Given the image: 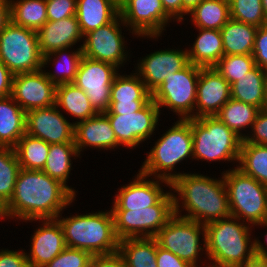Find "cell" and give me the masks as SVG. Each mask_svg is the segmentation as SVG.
Masks as SVG:
<instances>
[{
	"instance_id": "cell-25",
	"label": "cell",
	"mask_w": 267,
	"mask_h": 267,
	"mask_svg": "<svg viewBox=\"0 0 267 267\" xmlns=\"http://www.w3.org/2000/svg\"><path fill=\"white\" fill-rule=\"evenodd\" d=\"M26 133V112L12 96L0 98V146L14 148Z\"/></svg>"
},
{
	"instance_id": "cell-58",
	"label": "cell",
	"mask_w": 267,
	"mask_h": 267,
	"mask_svg": "<svg viewBox=\"0 0 267 267\" xmlns=\"http://www.w3.org/2000/svg\"><path fill=\"white\" fill-rule=\"evenodd\" d=\"M208 267H232V266H224V265H217V264H212V266H208Z\"/></svg>"
},
{
	"instance_id": "cell-8",
	"label": "cell",
	"mask_w": 267,
	"mask_h": 267,
	"mask_svg": "<svg viewBox=\"0 0 267 267\" xmlns=\"http://www.w3.org/2000/svg\"><path fill=\"white\" fill-rule=\"evenodd\" d=\"M0 61L13 75L41 70L43 56L37 32L10 21L0 31Z\"/></svg>"
},
{
	"instance_id": "cell-57",
	"label": "cell",
	"mask_w": 267,
	"mask_h": 267,
	"mask_svg": "<svg viewBox=\"0 0 267 267\" xmlns=\"http://www.w3.org/2000/svg\"><path fill=\"white\" fill-rule=\"evenodd\" d=\"M257 225H264V226H267V219L266 220H264L263 222H261V223H258ZM266 242H267V234H266Z\"/></svg>"
},
{
	"instance_id": "cell-56",
	"label": "cell",
	"mask_w": 267,
	"mask_h": 267,
	"mask_svg": "<svg viewBox=\"0 0 267 267\" xmlns=\"http://www.w3.org/2000/svg\"><path fill=\"white\" fill-rule=\"evenodd\" d=\"M262 109H264L265 111H267V83H266L265 103H264Z\"/></svg>"
},
{
	"instance_id": "cell-39",
	"label": "cell",
	"mask_w": 267,
	"mask_h": 267,
	"mask_svg": "<svg viewBox=\"0 0 267 267\" xmlns=\"http://www.w3.org/2000/svg\"><path fill=\"white\" fill-rule=\"evenodd\" d=\"M256 67L252 54L223 55L214 66L231 85Z\"/></svg>"
},
{
	"instance_id": "cell-33",
	"label": "cell",
	"mask_w": 267,
	"mask_h": 267,
	"mask_svg": "<svg viewBox=\"0 0 267 267\" xmlns=\"http://www.w3.org/2000/svg\"><path fill=\"white\" fill-rule=\"evenodd\" d=\"M152 99L139 74H117L111 86L110 103H148Z\"/></svg>"
},
{
	"instance_id": "cell-1",
	"label": "cell",
	"mask_w": 267,
	"mask_h": 267,
	"mask_svg": "<svg viewBox=\"0 0 267 267\" xmlns=\"http://www.w3.org/2000/svg\"><path fill=\"white\" fill-rule=\"evenodd\" d=\"M75 195L59 180L42 170L20 168L13 195L2 208L3 218L23 220L59 219L60 211L72 203Z\"/></svg>"
},
{
	"instance_id": "cell-11",
	"label": "cell",
	"mask_w": 267,
	"mask_h": 267,
	"mask_svg": "<svg viewBox=\"0 0 267 267\" xmlns=\"http://www.w3.org/2000/svg\"><path fill=\"white\" fill-rule=\"evenodd\" d=\"M202 67L189 63L185 68L164 79V82L151 94L159 109L169 107L181 119L192 118L195 109L197 84ZM190 114V115H189Z\"/></svg>"
},
{
	"instance_id": "cell-32",
	"label": "cell",
	"mask_w": 267,
	"mask_h": 267,
	"mask_svg": "<svg viewBox=\"0 0 267 267\" xmlns=\"http://www.w3.org/2000/svg\"><path fill=\"white\" fill-rule=\"evenodd\" d=\"M73 155L79 156L75 143L50 144L49 154L42 171L51 178L59 180L76 196L75 191L66 185L71 169L70 158Z\"/></svg>"
},
{
	"instance_id": "cell-35",
	"label": "cell",
	"mask_w": 267,
	"mask_h": 267,
	"mask_svg": "<svg viewBox=\"0 0 267 267\" xmlns=\"http://www.w3.org/2000/svg\"><path fill=\"white\" fill-rule=\"evenodd\" d=\"M238 162V169L267 186V145L242 140Z\"/></svg>"
},
{
	"instance_id": "cell-4",
	"label": "cell",
	"mask_w": 267,
	"mask_h": 267,
	"mask_svg": "<svg viewBox=\"0 0 267 267\" xmlns=\"http://www.w3.org/2000/svg\"><path fill=\"white\" fill-rule=\"evenodd\" d=\"M58 221L63 229L66 247L86 250L92 255L118 252L119 239L115 233L112 210L76 215Z\"/></svg>"
},
{
	"instance_id": "cell-54",
	"label": "cell",
	"mask_w": 267,
	"mask_h": 267,
	"mask_svg": "<svg viewBox=\"0 0 267 267\" xmlns=\"http://www.w3.org/2000/svg\"><path fill=\"white\" fill-rule=\"evenodd\" d=\"M202 0H182V20L183 14H189Z\"/></svg>"
},
{
	"instance_id": "cell-47",
	"label": "cell",
	"mask_w": 267,
	"mask_h": 267,
	"mask_svg": "<svg viewBox=\"0 0 267 267\" xmlns=\"http://www.w3.org/2000/svg\"><path fill=\"white\" fill-rule=\"evenodd\" d=\"M156 262L157 267H194L160 246H157Z\"/></svg>"
},
{
	"instance_id": "cell-5",
	"label": "cell",
	"mask_w": 267,
	"mask_h": 267,
	"mask_svg": "<svg viewBox=\"0 0 267 267\" xmlns=\"http://www.w3.org/2000/svg\"><path fill=\"white\" fill-rule=\"evenodd\" d=\"M193 158V137L191 131V118L181 119L166 131L164 135L155 143L147 155V159L142 165L141 173L147 177L155 174L159 181L166 183L170 188V183L177 178V173H167L174 169V166L186 159ZM163 173H157L162 172Z\"/></svg>"
},
{
	"instance_id": "cell-41",
	"label": "cell",
	"mask_w": 267,
	"mask_h": 267,
	"mask_svg": "<svg viewBox=\"0 0 267 267\" xmlns=\"http://www.w3.org/2000/svg\"><path fill=\"white\" fill-rule=\"evenodd\" d=\"M66 55H68V54H65V56ZM63 56H64V54H63ZM65 56H64V58L66 60L63 61L64 66L62 65L61 69L59 68L61 71H63L60 75H59V73L55 74V72H54V74L49 73V72L45 73L47 78L52 83H54L56 86L60 85V84L72 83L75 80L80 61L83 57L82 49L80 47V48H78L77 51L73 52L72 54H69L66 57ZM57 62L59 63V61H57Z\"/></svg>"
},
{
	"instance_id": "cell-48",
	"label": "cell",
	"mask_w": 267,
	"mask_h": 267,
	"mask_svg": "<svg viewBox=\"0 0 267 267\" xmlns=\"http://www.w3.org/2000/svg\"><path fill=\"white\" fill-rule=\"evenodd\" d=\"M89 267H127L123 257L118 253L93 255Z\"/></svg>"
},
{
	"instance_id": "cell-46",
	"label": "cell",
	"mask_w": 267,
	"mask_h": 267,
	"mask_svg": "<svg viewBox=\"0 0 267 267\" xmlns=\"http://www.w3.org/2000/svg\"><path fill=\"white\" fill-rule=\"evenodd\" d=\"M0 267H30L26 253L1 250L0 252Z\"/></svg>"
},
{
	"instance_id": "cell-6",
	"label": "cell",
	"mask_w": 267,
	"mask_h": 267,
	"mask_svg": "<svg viewBox=\"0 0 267 267\" xmlns=\"http://www.w3.org/2000/svg\"><path fill=\"white\" fill-rule=\"evenodd\" d=\"M193 158L238 161L242 138L216 116L191 118Z\"/></svg>"
},
{
	"instance_id": "cell-45",
	"label": "cell",
	"mask_w": 267,
	"mask_h": 267,
	"mask_svg": "<svg viewBox=\"0 0 267 267\" xmlns=\"http://www.w3.org/2000/svg\"><path fill=\"white\" fill-rule=\"evenodd\" d=\"M254 136H244L243 141L247 143L267 145V111L261 109L252 124ZM251 137V138H250Z\"/></svg>"
},
{
	"instance_id": "cell-30",
	"label": "cell",
	"mask_w": 267,
	"mask_h": 267,
	"mask_svg": "<svg viewBox=\"0 0 267 267\" xmlns=\"http://www.w3.org/2000/svg\"><path fill=\"white\" fill-rule=\"evenodd\" d=\"M55 105L84 121L98 114L85 92L73 83L56 86Z\"/></svg>"
},
{
	"instance_id": "cell-43",
	"label": "cell",
	"mask_w": 267,
	"mask_h": 267,
	"mask_svg": "<svg viewBox=\"0 0 267 267\" xmlns=\"http://www.w3.org/2000/svg\"><path fill=\"white\" fill-rule=\"evenodd\" d=\"M77 0H46L48 21L76 16Z\"/></svg>"
},
{
	"instance_id": "cell-31",
	"label": "cell",
	"mask_w": 267,
	"mask_h": 267,
	"mask_svg": "<svg viewBox=\"0 0 267 267\" xmlns=\"http://www.w3.org/2000/svg\"><path fill=\"white\" fill-rule=\"evenodd\" d=\"M10 21L38 31L47 21L46 0H10Z\"/></svg>"
},
{
	"instance_id": "cell-60",
	"label": "cell",
	"mask_w": 267,
	"mask_h": 267,
	"mask_svg": "<svg viewBox=\"0 0 267 267\" xmlns=\"http://www.w3.org/2000/svg\"><path fill=\"white\" fill-rule=\"evenodd\" d=\"M0 218L3 219L2 209L0 208Z\"/></svg>"
},
{
	"instance_id": "cell-17",
	"label": "cell",
	"mask_w": 267,
	"mask_h": 267,
	"mask_svg": "<svg viewBox=\"0 0 267 267\" xmlns=\"http://www.w3.org/2000/svg\"><path fill=\"white\" fill-rule=\"evenodd\" d=\"M56 105L26 112V133L48 144L74 143V124L69 123Z\"/></svg>"
},
{
	"instance_id": "cell-19",
	"label": "cell",
	"mask_w": 267,
	"mask_h": 267,
	"mask_svg": "<svg viewBox=\"0 0 267 267\" xmlns=\"http://www.w3.org/2000/svg\"><path fill=\"white\" fill-rule=\"evenodd\" d=\"M39 49L43 56V68L50 61V56H61L65 50L82 39L79 22L76 16L57 21H47L38 31Z\"/></svg>"
},
{
	"instance_id": "cell-28",
	"label": "cell",
	"mask_w": 267,
	"mask_h": 267,
	"mask_svg": "<svg viewBox=\"0 0 267 267\" xmlns=\"http://www.w3.org/2000/svg\"><path fill=\"white\" fill-rule=\"evenodd\" d=\"M157 246L154 237L124 238L119 240L118 253L127 267H157Z\"/></svg>"
},
{
	"instance_id": "cell-9",
	"label": "cell",
	"mask_w": 267,
	"mask_h": 267,
	"mask_svg": "<svg viewBox=\"0 0 267 267\" xmlns=\"http://www.w3.org/2000/svg\"><path fill=\"white\" fill-rule=\"evenodd\" d=\"M112 213L115 233L119 240L140 238L141 235V237H155L174 215V195L168 192L155 205L146 208L112 210Z\"/></svg>"
},
{
	"instance_id": "cell-51",
	"label": "cell",
	"mask_w": 267,
	"mask_h": 267,
	"mask_svg": "<svg viewBox=\"0 0 267 267\" xmlns=\"http://www.w3.org/2000/svg\"><path fill=\"white\" fill-rule=\"evenodd\" d=\"M256 255L239 267H267V251L260 241L255 240Z\"/></svg>"
},
{
	"instance_id": "cell-59",
	"label": "cell",
	"mask_w": 267,
	"mask_h": 267,
	"mask_svg": "<svg viewBox=\"0 0 267 267\" xmlns=\"http://www.w3.org/2000/svg\"><path fill=\"white\" fill-rule=\"evenodd\" d=\"M220 1H223L229 4L232 0H220Z\"/></svg>"
},
{
	"instance_id": "cell-50",
	"label": "cell",
	"mask_w": 267,
	"mask_h": 267,
	"mask_svg": "<svg viewBox=\"0 0 267 267\" xmlns=\"http://www.w3.org/2000/svg\"><path fill=\"white\" fill-rule=\"evenodd\" d=\"M13 74L0 61V98L11 95Z\"/></svg>"
},
{
	"instance_id": "cell-10",
	"label": "cell",
	"mask_w": 267,
	"mask_h": 267,
	"mask_svg": "<svg viewBox=\"0 0 267 267\" xmlns=\"http://www.w3.org/2000/svg\"><path fill=\"white\" fill-rule=\"evenodd\" d=\"M174 195V215L167 221L154 237L158 246L171 251L183 261L196 266L200 246V234L203 235L205 246V225L194 220H189L179 216V202ZM200 229L203 233H201Z\"/></svg>"
},
{
	"instance_id": "cell-27",
	"label": "cell",
	"mask_w": 267,
	"mask_h": 267,
	"mask_svg": "<svg viewBox=\"0 0 267 267\" xmlns=\"http://www.w3.org/2000/svg\"><path fill=\"white\" fill-rule=\"evenodd\" d=\"M267 71L256 66L231 84V98L254 105L260 110L265 103Z\"/></svg>"
},
{
	"instance_id": "cell-18",
	"label": "cell",
	"mask_w": 267,
	"mask_h": 267,
	"mask_svg": "<svg viewBox=\"0 0 267 267\" xmlns=\"http://www.w3.org/2000/svg\"><path fill=\"white\" fill-rule=\"evenodd\" d=\"M231 98V85L214 67L201 68L197 84L195 107L192 118L215 116Z\"/></svg>"
},
{
	"instance_id": "cell-55",
	"label": "cell",
	"mask_w": 267,
	"mask_h": 267,
	"mask_svg": "<svg viewBox=\"0 0 267 267\" xmlns=\"http://www.w3.org/2000/svg\"><path fill=\"white\" fill-rule=\"evenodd\" d=\"M262 1V7L265 14V17L267 19V0H261Z\"/></svg>"
},
{
	"instance_id": "cell-14",
	"label": "cell",
	"mask_w": 267,
	"mask_h": 267,
	"mask_svg": "<svg viewBox=\"0 0 267 267\" xmlns=\"http://www.w3.org/2000/svg\"><path fill=\"white\" fill-rule=\"evenodd\" d=\"M159 107L151 99L141 110L122 115H106L119 145L133 148L155 130L159 117Z\"/></svg>"
},
{
	"instance_id": "cell-29",
	"label": "cell",
	"mask_w": 267,
	"mask_h": 267,
	"mask_svg": "<svg viewBox=\"0 0 267 267\" xmlns=\"http://www.w3.org/2000/svg\"><path fill=\"white\" fill-rule=\"evenodd\" d=\"M258 27L230 20L220 29L224 55L252 54Z\"/></svg>"
},
{
	"instance_id": "cell-42",
	"label": "cell",
	"mask_w": 267,
	"mask_h": 267,
	"mask_svg": "<svg viewBox=\"0 0 267 267\" xmlns=\"http://www.w3.org/2000/svg\"><path fill=\"white\" fill-rule=\"evenodd\" d=\"M92 256L86 250L66 247L44 267H89Z\"/></svg>"
},
{
	"instance_id": "cell-40",
	"label": "cell",
	"mask_w": 267,
	"mask_h": 267,
	"mask_svg": "<svg viewBox=\"0 0 267 267\" xmlns=\"http://www.w3.org/2000/svg\"><path fill=\"white\" fill-rule=\"evenodd\" d=\"M229 9L233 20L257 27L267 25L261 0H232Z\"/></svg>"
},
{
	"instance_id": "cell-52",
	"label": "cell",
	"mask_w": 267,
	"mask_h": 267,
	"mask_svg": "<svg viewBox=\"0 0 267 267\" xmlns=\"http://www.w3.org/2000/svg\"><path fill=\"white\" fill-rule=\"evenodd\" d=\"M165 12L173 19L182 21V0H161Z\"/></svg>"
},
{
	"instance_id": "cell-24",
	"label": "cell",
	"mask_w": 267,
	"mask_h": 267,
	"mask_svg": "<svg viewBox=\"0 0 267 267\" xmlns=\"http://www.w3.org/2000/svg\"><path fill=\"white\" fill-rule=\"evenodd\" d=\"M119 15V0H77L76 17L83 36L112 22Z\"/></svg>"
},
{
	"instance_id": "cell-7",
	"label": "cell",
	"mask_w": 267,
	"mask_h": 267,
	"mask_svg": "<svg viewBox=\"0 0 267 267\" xmlns=\"http://www.w3.org/2000/svg\"><path fill=\"white\" fill-rule=\"evenodd\" d=\"M231 216L254 224L267 219V186L240 169L223 174Z\"/></svg>"
},
{
	"instance_id": "cell-37",
	"label": "cell",
	"mask_w": 267,
	"mask_h": 267,
	"mask_svg": "<svg viewBox=\"0 0 267 267\" xmlns=\"http://www.w3.org/2000/svg\"><path fill=\"white\" fill-rule=\"evenodd\" d=\"M259 111L254 105L230 98L215 116L243 139L240 129L252 126Z\"/></svg>"
},
{
	"instance_id": "cell-12",
	"label": "cell",
	"mask_w": 267,
	"mask_h": 267,
	"mask_svg": "<svg viewBox=\"0 0 267 267\" xmlns=\"http://www.w3.org/2000/svg\"><path fill=\"white\" fill-rule=\"evenodd\" d=\"M113 64L82 57L75 80L72 82L88 96L91 105L98 113L110 108L111 86L116 73Z\"/></svg>"
},
{
	"instance_id": "cell-38",
	"label": "cell",
	"mask_w": 267,
	"mask_h": 267,
	"mask_svg": "<svg viewBox=\"0 0 267 267\" xmlns=\"http://www.w3.org/2000/svg\"><path fill=\"white\" fill-rule=\"evenodd\" d=\"M20 164L14 148L0 146V208L11 199Z\"/></svg>"
},
{
	"instance_id": "cell-3",
	"label": "cell",
	"mask_w": 267,
	"mask_h": 267,
	"mask_svg": "<svg viewBox=\"0 0 267 267\" xmlns=\"http://www.w3.org/2000/svg\"><path fill=\"white\" fill-rule=\"evenodd\" d=\"M230 216L205 225V250L214 264L239 267L256 255L249 227ZM249 246V247H248ZM247 255V256H246Z\"/></svg>"
},
{
	"instance_id": "cell-21",
	"label": "cell",
	"mask_w": 267,
	"mask_h": 267,
	"mask_svg": "<svg viewBox=\"0 0 267 267\" xmlns=\"http://www.w3.org/2000/svg\"><path fill=\"white\" fill-rule=\"evenodd\" d=\"M44 226L32 236L30 254H26L30 267H44L65 248L64 233L58 219L44 220Z\"/></svg>"
},
{
	"instance_id": "cell-20",
	"label": "cell",
	"mask_w": 267,
	"mask_h": 267,
	"mask_svg": "<svg viewBox=\"0 0 267 267\" xmlns=\"http://www.w3.org/2000/svg\"><path fill=\"white\" fill-rule=\"evenodd\" d=\"M188 50H161L149 54L138 64V74L142 76L146 89L152 94L175 72L185 68L190 62Z\"/></svg>"
},
{
	"instance_id": "cell-2",
	"label": "cell",
	"mask_w": 267,
	"mask_h": 267,
	"mask_svg": "<svg viewBox=\"0 0 267 267\" xmlns=\"http://www.w3.org/2000/svg\"><path fill=\"white\" fill-rule=\"evenodd\" d=\"M170 187L181 197L182 206L188 212L180 217L206 225L231 216L223 176L221 180H214L198 174L178 173Z\"/></svg>"
},
{
	"instance_id": "cell-22",
	"label": "cell",
	"mask_w": 267,
	"mask_h": 267,
	"mask_svg": "<svg viewBox=\"0 0 267 267\" xmlns=\"http://www.w3.org/2000/svg\"><path fill=\"white\" fill-rule=\"evenodd\" d=\"M146 177L139 171L133 182L121 187L111 210H138L155 205L166 193L160 187L158 178L157 181H150Z\"/></svg>"
},
{
	"instance_id": "cell-53",
	"label": "cell",
	"mask_w": 267,
	"mask_h": 267,
	"mask_svg": "<svg viewBox=\"0 0 267 267\" xmlns=\"http://www.w3.org/2000/svg\"><path fill=\"white\" fill-rule=\"evenodd\" d=\"M10 0H0V31L10 22Z\"/></svg>"
},
{
	"instance_id": "cell-23",
	"label": "cell",
	"mask_w": 267,
	"mask_h": 267,
	"mask_svg": "<svg viewBox=\"0 0 267 267\" xmlns=\"http://www.w3.org/2000/svg\"><path fill=\"white\" fill-rule=\"evenodd\" d=\"M74 124V143L78 154L82 147L94 146L99 149L119 146L108 117L104 113Z\"/></svg>"
},
{
	"instance_id": "cell-49",
	"label": "cell",
	"mask_w": 267,
	"mask_h": 267,
	"mask_svg": "<svg viewBox=\"0 0 267 267\" xmlns=\"http://www.w3.org/2000/svg\"><path fill=\"white\" fill-rule=\"evenodd\" d=\"M147 103H110L105 115H122V113H133L141 110Z\"/></svg>"
},
{
	"instance_id": "cell-36",
	"label": "cell",
	"mask_w": 267,
	"mask_h": 267,
	"mask_svg": "<svg viewBox=\"0 0 267 267\" xmlns=\"http://www.w3.org/2000/svg\"><path fill=\"white\" fill-rule=\"evenodd\" d=\"M50 144L25 133L14 147L20 168L42 170L49 154Z\"/></svg>"
},
{
	"instance_id": "cell-26",
	"label": "cell",
	"mask_w": 267,
	"mask_h": 267,
	"mask_svg": "<svg viewBox=\"0 0 267 267\" xmlns=\"http://www.w3.org/2000/svg\"><path fill=\"white\" fill-rule=\"evenodd\" d=\"M191 50L187 51L189 62L202 67H214L224 55L220 30L201 29Z\"/></svg>"
},
{
	"instance_id": "cell-13",
	"label": "cell",
	"mask_w": 267,
	"mask_h": 267,
	"mask_svg": "<svg viewBox=\"0 0 267 267\" xmlns=\"http://www.w3.org/2000/svg\"><path fill=\"white\" fill-rule=\"evenodd\" d=\"M121 24H127L138 36H160L171 17L161 0H119Z\"/></svg>"
},
{
	"instance_id": "cell-15",
	"label": "cell",
	"mask_w": 267,
	"mask_h": 267,
	"mask_svg": "<svg viewBox=\"0 0 267 267\" xmlns=\"http://www.w3.org/2000/svg\"><path fill=\"white\" fill-rule=\"evenodd\" d=\"M119 20H123L120 15L109 24L86 33L83 36L86 40L81 46L83 56L107 62L119 68L126 58Z\"/></svg>"
},
{
	"instance_id": "cell-16",
	"label": "cell",
	"mask_w": 267,
	"mask_h": 267,
	"mask_svg": "<svg viewBox=\"0 0 267 267\" xmlns=\"http://www.w3.org/2000/svg\"><path fill=\"white\" fill-rule=\"evenodd\" d=\"M12 98L25 111L55 105L56 85L43 72L13 75Z\"/></svg>"
},
{
	"instance_id": "cell-34",
	"label": "cell",
	"mask_w": 267,
	"mask_h": 267,
	"mask_svg": "<svg viewBox=\"0 0 267 267\" xmlns=\"http://www.w3.org/2000/svg\"><path fill=\"white\" fill-rule=\"evenodd\" d=\"M189 13L201 29L220 30L231 18L229 4L220 0H202Z\"/></svg>"
},
{
	"instance_id": "cell-44",
	"label": "cell",
	"mask_w": 267,
	"mask_h": 267,
	"mask_svg": "<svg viewBox=\"0 0 267 267\" xmlns=\"http://www.w3.org/2000/svg\"><path fill=\"white\" fill-rule=\"evenodd\" d=\"M252 56L256 66L267 71V25L258 27L256 31Z\"/></svg>"
}]
</instances>
